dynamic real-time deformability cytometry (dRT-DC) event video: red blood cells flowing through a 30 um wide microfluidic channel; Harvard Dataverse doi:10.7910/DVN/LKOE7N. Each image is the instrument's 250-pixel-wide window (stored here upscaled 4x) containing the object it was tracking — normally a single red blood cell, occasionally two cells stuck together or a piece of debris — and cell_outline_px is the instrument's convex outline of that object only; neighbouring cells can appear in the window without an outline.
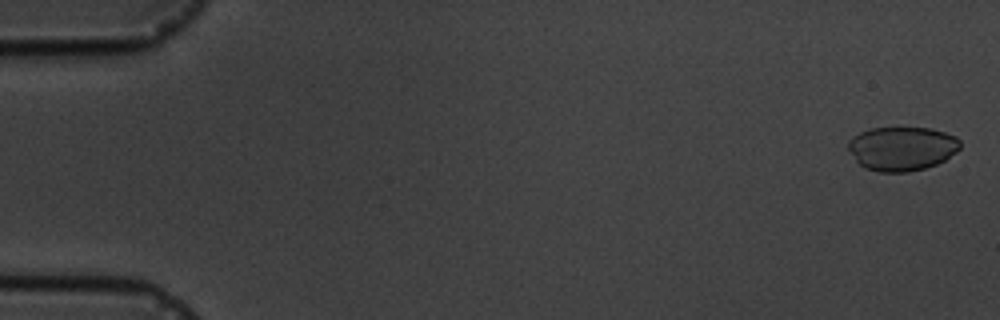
{"species": "common noctule bat (a hibernating species)", "species_latin": "Nyctalus noctula", "temperature_condition": "cold", "stored_images_in_passage": 9, "camera_frame_rate_fps": 3000, "um_per_image_px": 0.085, "animal": {"sex": "male", "body_mass_g": 19.5, "forearm_length_mm": 54.6}, "frame": {"image": 1, "passage_image": 1, "time_ms": 0.0, "image_size_px": [1000, 320], "cell_outline_px": [[960, 148], [956, 152], [944, 160], [936, 164], [924, 168], [908, 172], [880, 172], [864, 168], [856, 160], [848, 148], [848, 140], [852, 136], [860, 132], [872, 128], [932, 128], [956, 136], [960, 140]], "centroid_in_image_um": [76.66, 12.62], "position_along_channel_um": 8.3, "area_um2": 28.73}}
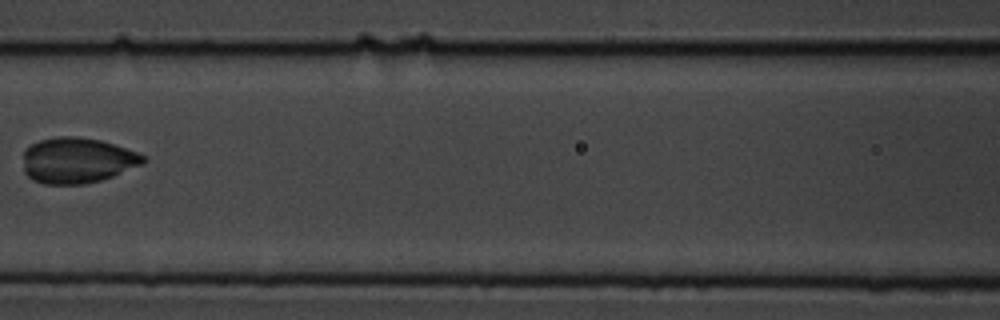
{"frame": {"image": 2, "passage_image": 8, "time_ms": 8.0, "image_size_px": [1000, 320], "cell_outline_px": [[148, 160], [144, 164], [112, 176], [100, 180], [84, 184], [44, 184], [32, 180], [24, 172], [24, 148], [40, 140], [60, 136], [72, 136], [100, 140], [136, 152], [144, 156]], "centroid_in_image_um": [6.55, 13.64], "position_along_channel_um": 160.1, "area_um2": 31.85}}
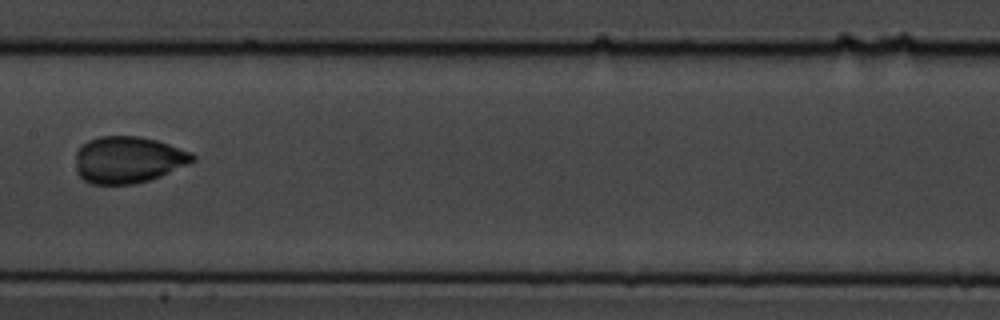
{"frame": {"image": 3, "passage_image": 9, "time_ms": 9.0, "image_size_px": [1000, 320], "cell_outline_px": [[196, 160], [188, 164], [160, 176], [136, 184], [92, 184], [84, 180], [76, 172], [76, 152], [88, 140], [100, 136], [140, 136], [156, 140], [192, 152], [196, 156]], "centroid_in_image_um": [10.89, 13.58], "position_along_channel_um": 196.5, "area_um2": 31.85}}